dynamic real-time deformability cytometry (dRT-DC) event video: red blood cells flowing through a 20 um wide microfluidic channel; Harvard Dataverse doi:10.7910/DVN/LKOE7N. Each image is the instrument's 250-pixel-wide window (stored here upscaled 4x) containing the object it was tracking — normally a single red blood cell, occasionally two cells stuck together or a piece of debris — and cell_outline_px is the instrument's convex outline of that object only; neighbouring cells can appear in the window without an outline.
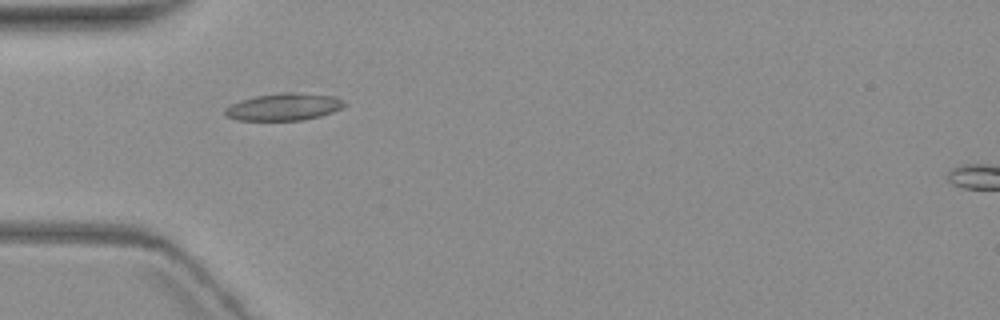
{"species": "common noctule bat (a hibernating species)", "species_latin": "Nyctalus noctula", "temperature_condition": "warm", "stored_images_in_passage": 3, "camera_frame_rate_fps": 3000, "um_per_image_px": 0.085, "animal": {"sex": "female", "body_mass_g": 19.3, "forearm_length_mm": 54.1}, "frame": {"image": 1, "passage_image": 1, "time_ms": 0.0, "image_size_px": [1000, 320], "cell_outline_px": [[344, 104], [340, 108], [332, 112], [320, 116], [300, 120], [236, 120], [228, 116], [224, 112], [224, 108], [240, 100], [256, 96], [280, 92], [300, 92], [336, 96], [344, 100]], "centroid_in_image_um": [24.13, 9.07], "position_along_channel_um": 60.9, "area_um2": 18.9}}
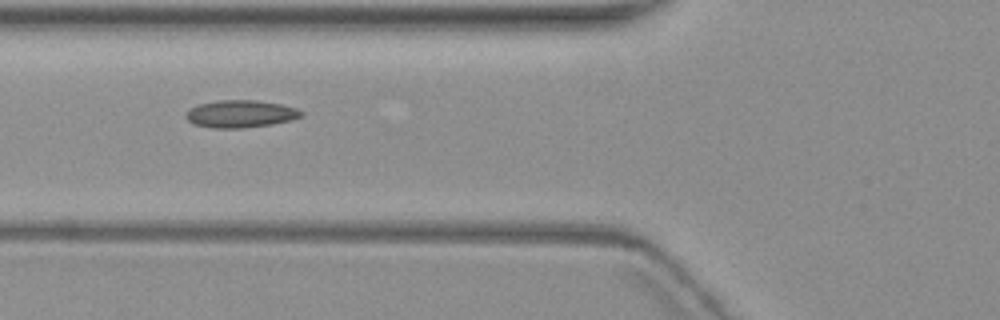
{"frame": {"image": 2, "passage_image": 2, "time_ms": 1.333, "image_size_px": [1000, 320], "cell_outline_px": [[304, 116], [292, 120], [272, 124], [244, 128], [212, 128], [192, 124], [184, 116], [196, 104], [220, 100], [256, 100], [280, 104], [296, 108], [304, 112]], "centroid_in_image_um": [20.46, 9.68], "position_along_channel_um": 105.3, "area_um2": 18.55}}
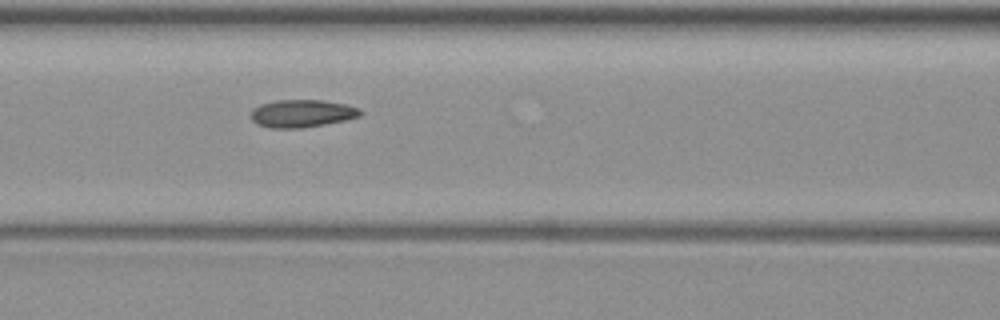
{"frame": {"image": 3, "passage_image": 3, "time_ms": 2.333, "image_size_px": [1000, 320], "cell_outline_px": [[364, 112], [360, 116], [344, 120], [324, 124], [300, 128], [272, 128], [256, 124], [252, 120], [252, 108], [260, 104], [276, 100], [324, 100], [344, 104], [360, 108]], "centroid_in_image_um": [25.67, 9.64], "position_along_channel_um": 140.9, "area_um2": 17.63}}